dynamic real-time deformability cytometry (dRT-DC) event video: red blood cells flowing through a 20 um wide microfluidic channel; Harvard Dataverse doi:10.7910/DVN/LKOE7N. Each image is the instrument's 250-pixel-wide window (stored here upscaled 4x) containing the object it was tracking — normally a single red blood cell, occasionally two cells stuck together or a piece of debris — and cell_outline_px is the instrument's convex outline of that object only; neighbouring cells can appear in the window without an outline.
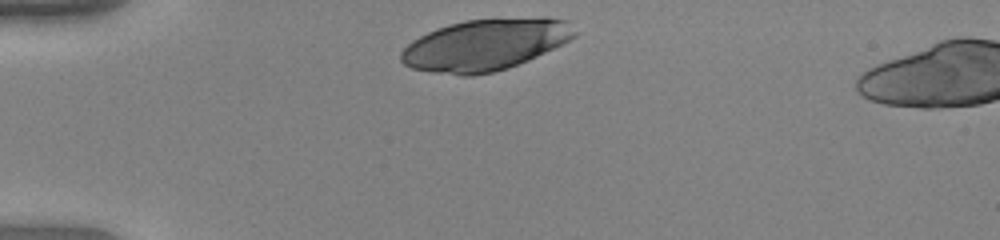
{"species": "human", "species_latin": "Homo sapiens", "temperature_condition": "warm", "stored_images_in_passage": 31, "camera_frame_rate_fps": 3000, "um_per_image_px": 0.085, "donor": {"sex": "female"}, "frame": {"image": 1, "passage_image": 1, "time_ms": 0.0, "image_size_px": [1000, 240], "cell_outline_px": [[576, 36], [528, 60], [508, 68], [492, 72], [472, 76], [460, 76], [432, 72], [412, 68], [404, 64], [400, 60], [400, 52], [412, 40], [436, 28], [448, 24], [464, 20], [540, 16], [548, 16], [568, 20], [576, 32]], "centroid_in_image_um": [41.24, 3.79], "position_along_channel_um": 43.8, "area_um2": 52.37}}
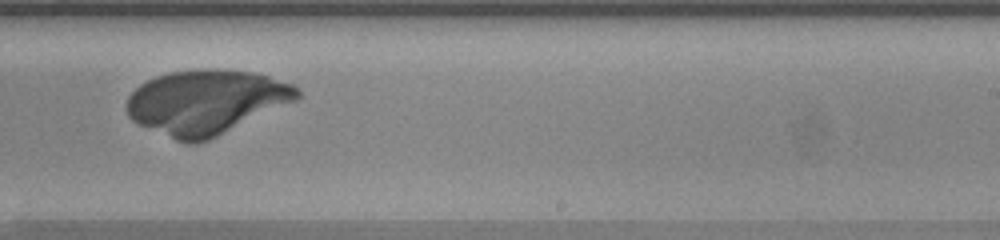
{"frame": {"image": 2, "passage_image": 21, "time_ms": 6.667, "image_size_px": [1000, 240], "cell_outline_px": [[300, 96], [296, 100], [208, 140], [196, 144], [188, 144], [176, 140], [136, 124], [128, 116], [128, 96], [140, 84], [156, 76], [168, 72], [200, 68], [216, 68], [252, 72], [268, 76], [292, 84], [300, 92]], "centroid_in_image_um": [17.48, 8.67], "position_along_channel_um": 271.5, "area_um2": 63.93}}
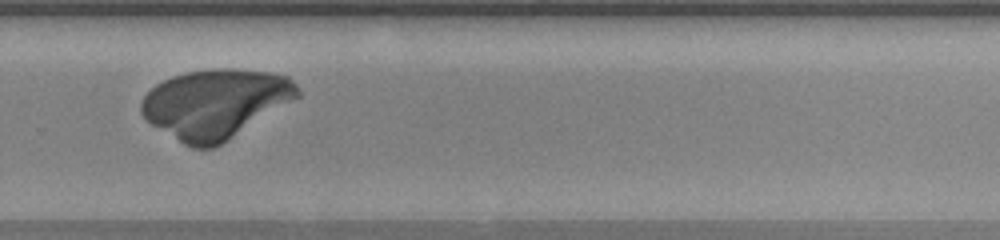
{"frame": {"image": 3, "passage_image": 24, "time_ms": 7.667, "image_size_px": [1000, 240], "cell_outline_px": [[300, 96], [228, 140], [212, 148], [192, 148], [184, 144], [152, 124], [140, 112], [140, 104], [144, 96], [156, 84], [172, 76], [188, 72], [216, 68], [228, 68], [272, 72], [288, 76], [300, 88]], "centroid_in_image_um": [18.32, 8.8], "position_along_channel_um": 311.5, "area_um2": 62.6}}